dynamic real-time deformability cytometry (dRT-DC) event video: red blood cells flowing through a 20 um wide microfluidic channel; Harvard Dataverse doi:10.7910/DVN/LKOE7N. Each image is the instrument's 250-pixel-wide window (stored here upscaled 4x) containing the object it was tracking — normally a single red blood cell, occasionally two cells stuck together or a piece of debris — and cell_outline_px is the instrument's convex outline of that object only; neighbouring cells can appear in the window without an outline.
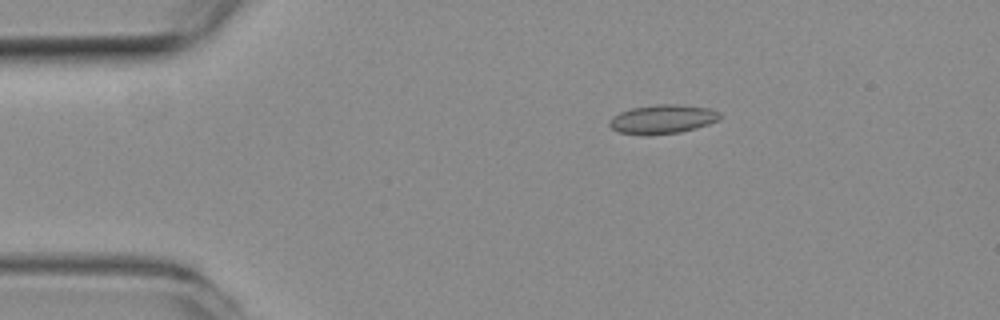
{"species": "common noctule bat (a hibernating species)", "species_latin": "Nyctalus noctula", "temperature_condition": "room temperature", "stored_images_in_passage": 56, "camera_frame_rate_fps": 3000, "um_per_image_px": 0.085, "animal": {"sex": "female", "body_mass_g": 19.3, "forearm_length_mm": 54.1}, "frame": {"image": 1, "passage_image": 10, "time_ms": 3.0, "image_size_px": [1000, 320], "cell_outline_px": [[720, 120], [696, 128], [680, 132], [620, 132], [612, 128], [608, 124], [608, 120], [612, 116], [620, 112], [632, 108], [656, 104], [680, 104], [708, 108], [720, 112]], "centroid_in_image_um": [56.36, 10.07], "position_along_channel_um": 28.6, "area_um2": 17.98}}
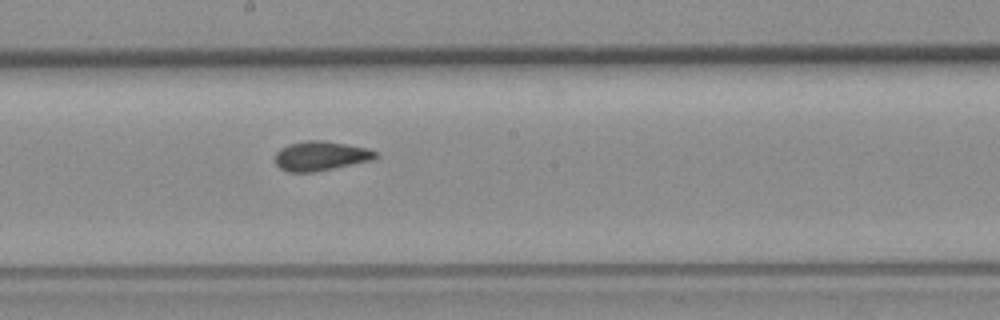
{"frame": {"image": 2, "passage_image": 30, "time_ms": 9.667, "image_size_px": [1000, 320], "cell_outline_px": [[380, 156], [372, 160], [312, 172], [288, 172], [280, 168], [276, 164], [276, 152], [280, 148], [288, 144], [304, 140], [324, 140], [368, 148], [376, 152]], "centroid_in_image_um": [27.25, 13.24], "position_along_channel_um": 220.9, "area_um2": 17.22}}
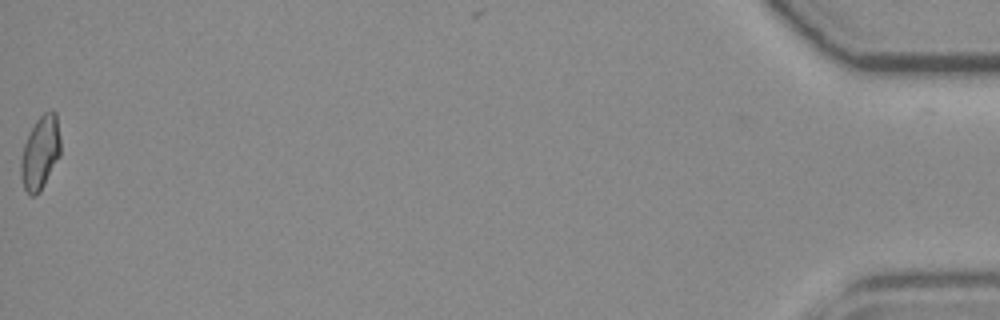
{"frame": {"image": 3, "passage_image": 56, "time_ms": 18.333, "image_size_px": [1000, 320], "cell_outline_px": [[60, 156], [40, 192], [36, 196], [28, 196], [24, 188], [20, 176], [20, 160], [24, 144], [28, 132], [36, 120], [44, 112], [56, 112], [60, 136]], "centroid_in_image_um": [3.41, 13.01], "position_along_channel_um": 431.8, "area_um2": 17.22}, "authors_computed_cell_mechanics": {"area_um2": 17.1666, "velocity_mm_per_s": 3.686, "shape_relaxation_time_tau1_ms": 6.2399, "shape_relaxation_time_tau2_ms": 1.0072, "deformation_change_tau1": 0.1371, "deformation_change_tau2": 0.0774}}